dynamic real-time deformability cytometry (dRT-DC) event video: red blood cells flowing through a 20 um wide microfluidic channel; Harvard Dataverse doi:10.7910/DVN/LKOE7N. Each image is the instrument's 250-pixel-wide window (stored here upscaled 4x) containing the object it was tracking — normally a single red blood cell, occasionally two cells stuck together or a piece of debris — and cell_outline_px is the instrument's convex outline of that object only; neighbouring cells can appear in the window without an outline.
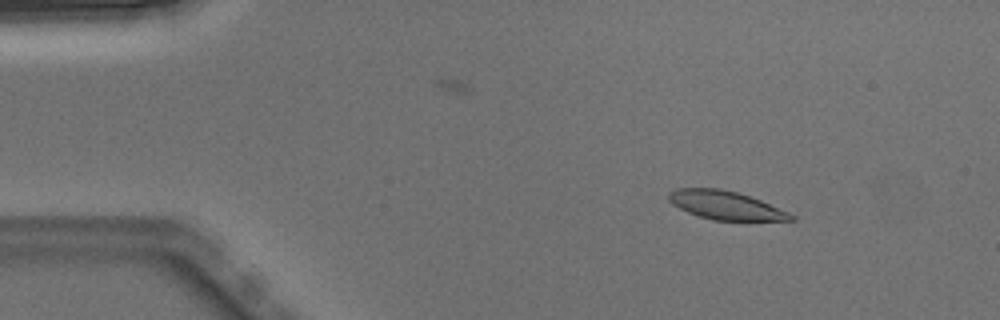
{"species": "Egyptian fruit bat (a non-hibernating species)", "species_latin": "Rousettus aegyptiacus", "temperature_condition": "warm", "stored_images_in_passage": 3, "camera_frame_rate_fps": 3000, "um_per_image_px": 0.085, "animal": {"sex": "male"}, "frame": {"image": 1, "passage_image": 1, "time_ms": 0.0, "image_size_px": [1000, 320], "cell_outline_px": [[796, 220], [712, 220], [688, 212], [672, 204], [668, 200], [668, 192], [676, 188], [720, 188], [736, 192], [760, 200], [788, 212], [796, 216]], "centroid_in_image_um": [61.65, 17.44], "position_along_channel_um": 23.4, "area_um2": 20.11}}